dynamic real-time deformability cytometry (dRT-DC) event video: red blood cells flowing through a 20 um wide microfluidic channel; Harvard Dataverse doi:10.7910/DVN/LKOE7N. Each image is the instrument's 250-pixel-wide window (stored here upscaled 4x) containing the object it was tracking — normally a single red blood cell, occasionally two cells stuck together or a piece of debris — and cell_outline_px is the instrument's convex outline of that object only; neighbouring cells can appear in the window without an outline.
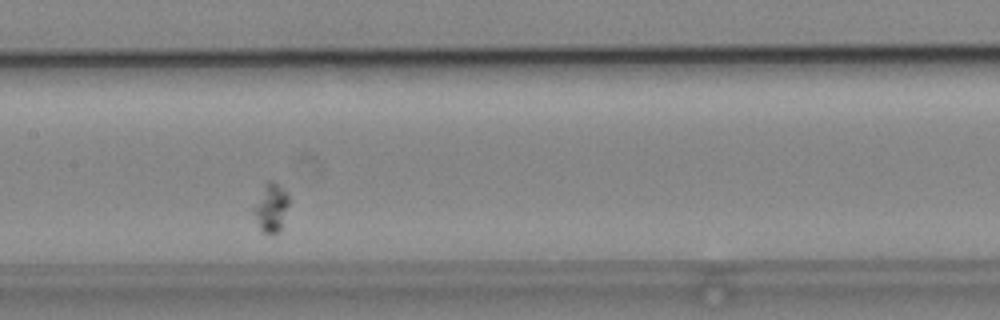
{"species": "common noctule bat (a hibernating species)", "species_latin": "Nyctalus noctula", "temperature_condition": "cold", "stored_images_in_passage": 8, "camera_frame_rate_fps": 3000, "um_per_image_px": 0.085, "animal": {"sex": "male", "body_mass_g": 19.2, "forearm_length_mm": 51.8}, "frame": {"image": 1, "passage_image": 4, "time_ms": 3.333, "image_size_px": [1000, 320], "cell_outline_px": [[292, 200], [280, 228], [276, 232], [264, 232], [260, 228], [252, 212], [252, 208], [264, 184], [268, 180], [272, 180], [284, 188]], "centroid_in_image_um": [23.06, 17.57], "position_along_channel_um": 184.3, "area_um2": 10.06}}